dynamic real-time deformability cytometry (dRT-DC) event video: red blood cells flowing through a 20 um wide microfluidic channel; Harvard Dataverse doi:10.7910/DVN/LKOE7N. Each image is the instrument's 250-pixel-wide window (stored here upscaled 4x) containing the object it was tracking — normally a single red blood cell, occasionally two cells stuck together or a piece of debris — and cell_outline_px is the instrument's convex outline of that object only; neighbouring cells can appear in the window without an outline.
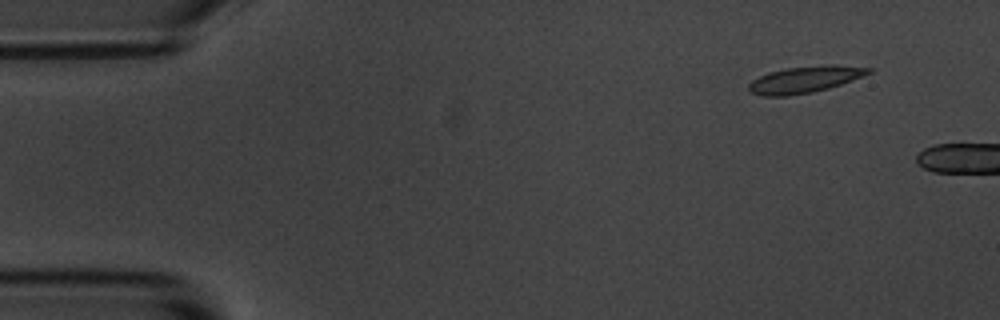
{"species": "common noctule bat (a hibernating species)", "species_latin": "Nyctalus noctula", "temperature_condition": "room temperature", "stored_images_in_passage": 4, "camera_frame_rate_fps": 3000, "um_per_image_px": 0.085, "animal": {"sex": "male", "body_mass_g": 20.1, "forearm_length_mm": 53.5}, "frame": {"image": 1, "passage_image": 2, "time_ms": 1.333, "image_size_px": [1000, 320], "cell_outline_px": [[872, 72], [840, 84], [828, 88], [812, 92], [788, 96], [760, 96], [748, 92], [748, 84], [752, 80], [768, 72], [788, 68], [828, 64], [832, 64], [872, 68]], "centroid_in_image_um": [68.35, 6.76], "position_along_channel_um": 16.6, "area_um2": 18.5}}